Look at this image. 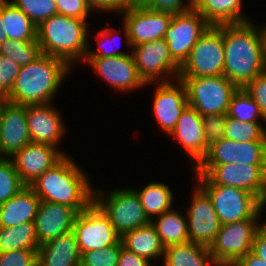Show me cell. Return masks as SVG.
Instances as JSON below:
<instances>
[{"instance_id": "cell-48", "label": "cell", "mask_w": 266, "mask_h": 266, "mask_svg": "<svg viewBox=\"0 0 266 266\" xmlns=\"http://www.w3.org/2000/svg\"><path fill=\"white\" fill-rule=\"evenodd\" d=\"M254 202H255V216L258 218V220L261 217V214H263V209L266 204V174L262 179V182L258 188V191L254 195Z\"/></svg>"}, {"instance_id": "cell-28", "label": "cell", "mask_w": 266, "mask_h": 266, "mask_svg": "<svg viewBox=\"0 0 266 266\" xmlns=\"http://www.w3.org/2000/svg\"><path fill=\"white\" fill-rule=\"evenodd\" d=\"M242 2V0H195L194 9L211 25L241 23L249 21V18L242 14Z\"/></svg>"}, {"instance_id": "cell-44", "label": "cell", "mask_w": 266, "mask_h": 266, "mask_svg": "<svg viewBox=\"0 0 266 266\" xmlns=\"http://www.w3.org/2000/svg\"><path fill=\"white\" fill-rule=\"evenodd\" d=\"M38 250H14L0 253V266H37Z\"/></svg>"}, {"instance_id": "cell-52", "label": "cell", "mask_w": 266, "mask_h": 266, "mask_svg": "<svg viewBox=\"0 0 266 266\" xmlns=\"http://www.w3.org/2000/svg\"><path fill=\"white\" fill-rule=\"evenodd\" d=\"M7 98L0 95V119H1V113L4 108L5 103L7 102Z\"/></svg>"}, {"instance_id": "cell-32", "label": "cell", "mask_w": 266, "mask_h": 266, "mask_svg": "<svg viewBox=\"0 0 266 266\" xmlns=\"http://www.w3.org/2000/svg\"><path fill=\"white\" fill-rule=\"evenodd\" d=\"M36 228L34 222L0 227V253L19 249L38 250Z\"/></svg>"}, {"instance_id": "cell-22", "label": "cell", "mask_w": 266, "mask_h": 266, "mask_svg": "<svg viewBox=\"0 0 266 266\" xmlns=\"http://www.w3.org/2000/svg\"><path fill=\"white\" fill-rule=\"evenodd\" d=\"M26 118L31 142L58 147L65 135V123L52 103L26 105Z\"/></svg>"}, {"instance_id": "cell-50", "label": "cell", "mask_w": 266, "mask_h": 266, "mask_svg": "<svg viewBox=\"0 0 266 266\" xmlns=\"http://www.w3.org/2000/svg\"><path fill=\"white\" fill-rule=\"evenodd\" d=\"M252 252L255 253L259 258L266 261V236L263 235L259 230L254 238Z\"/></svg>"}, {"instance_id": "cell-23", "label": "cell", "mask_w": 266, "mask_h": 266, "mask_svg": "<svg viewBox=\"0 0 266 266\" xmlns=\"http://www.w3.org/2000/svg\"><path fill=\"white\" fill-rule=\"evenodd\" d=\"M77 214L68 205L40 201L34 220L39 246L72 231Z\"/></svg>"}, {"instance_id": "cell-27", "label": "cell", "mask_w": 266, "mask_h": 266, "mask_svg": "<svg viewBox=\"0 0 266 266\" xmlns=\"http://www.w3.org/2000/svg\"><path fill=\"white\" fill-rule=\"evenodd\" d=\"M163 266H219L208 247L186 242L165 247Z\"/></svg>"}, {"instance_id": "cell-33", "label": "cell", "mask_w": 266, "mask_h": 266, "mask_svg": "<svg viewBox=\"0 0 266 266\" xmlns=\"http://www.w3.org/2000/svg\"><path fill=\"white\" fill-rule=\"evenodd\" d=\"M261 124L240 122L226 116L224 137L238 142H266V127Z\"/></svg>"}, {"instance_id": "cell-8", "label": "cell", "mask_w": 266, "mask_h": 266, "mask_svg": "<svg viewBox=\"0 0 266 266\" xmlns=\"http://www.w3.org/2000/svg\"><path fill=\"white\" fill-rule=\"evenodd\" d=\"M198 185L209 195L221 225L255 216L254 194L231 186L214 184L206 175H196Z\"/></svg>"}, {"instance_id": "cell-42", "label": "cell", "mask_w": 266, "mask_h": 266, "mask_svg": "<svg viewBox=\"0 0 266 266\" xmlns=\"http://www.w3.org/2000/svg\"><path fill=\"white\" fill-rule=\"evenodd\" d=\"M138 1L147 9L156 12H166L176 15L193 9L195 0H188V3H184V0H138Z\"/></svg>"}, {"instance_id": "cell-18", "label": "cell", "mask_w": 266, "mask_h": 266, "mask_svg": "<svg viewBox=\"0 0 266 266\" xmlns=\"http://www.w3.org/2000/svg\"><path fill=\"white\" fill-rule=\"evenodd\" d=\"M174 82L157 83L153 96V114L161 130L168 135L175 128L182 111L188 105L185 84L179 79Z\"/></svg>"}, {"instance_id": "cell-12", "label": "cell", "mask_w": 266, "mask_h": 266, "mask_svg": "<svg viewBox=\"0 0 266 266\" xmlns=\"http://www.w3.org/2000/svg\"><path fill=\"white\" fill-rule=\"evenodd\" d=\"M72 231L81 254L100 250L121 240L108 217L94 202L77 214Z\"/></svg>"}, {"instance_id": "cell-4", "label": "cell", "mask_w": 266, "mask_h": 266, "mask_svg": "<svg viewBox=\"0 0 266 266\" xmlns=\"http://www.w3.org/2000/svg\"><path fill=\"white\" fill-rule=\"evenodd\" d=\"M87 21L55 14L37 27L42 54L65 61L71 68L83 61L88 49ZM73 64V65H72Z\"/></svg>"}, {"instance_id": "cell-37", "label": "cell", "mask_w": 266, "mask_h": 266, "mask_svg": "<svg viewBox=\"0 0 266 266\" xmlns=\"http://www.w3.org/2000/svg\"><path fill=\"white\" fill-rule=\"evenodd\" d=\"M38 27L57 13L55 0H10Z\"/></svg>"}, {"instance_id": "cell-49", "label": "cell", "mask_w": 266, "mask_h": 266, "mask_svg": "<svg viewBox=\"0 0 266 266\" xmlns=\"http://www.w3.org/2000/svg\"><path fill=\"white\" fill-rule=\"evenodd\" d=\"M232 266H266V261L250 251L240 257Z\"/></svg>"}, {"instance_id": "cell-3", "label": "cell", "mask_w": 266, "mask_h": 266, "mask_svg": "<svg viewBox=\"0 0 266 266\" xmlns=\"http://www.w3.org/2000/svg\"><path fill=\"white\" fill-rule=\"evenodd\" d=\"M69 70L71 67L65 61L42 54L34 62L21 67L6 98L22 105L52 103Z\"/></svg>"}, {"instance_id": "cell-6", "label": "cell", "mask_w": 266, "mask_h": 266, "mask_svg": "<svg viewBox=\"0 0 266 266\" xmlns=\"http://www.w3.org/2000/svg\"><path fill=\"white\" fill-rule=\"evenodd\" d=\"M178 79L186 86L188 105L201 116L227 114L231 97L238 90L224 75Z\"/></svg>"}, {"instance_id": "cell-26", "label": "cell", "mask_w": 266, "mask_h": 266, "mask_svg": "<svg viewBox=\"0 0 266 266\" xmlns=\"http://www.w3.org/2000/svg\"><path fill=\"white\" fill-rule=\"evenodd\" d=\"M121 241L123 248L150 262L164 255L165 247L151 222L126 232L121 236Z\"/></svg>"}, {"instance_id": "cell-36", "label": "cell", "mask_w": 266, "mask_h": 266, "mask_svg": "<svg viewBox=\"0 0 266 266\" xmlns=\"http://www.w3.org/2000/svg\"><path fill=\"white\" fill-rule=\"evenodd\" d=\"M25 186L13 161L10 158L0 157V205L15 196Z\"/></svg>"}, {"instance_id": "cell-25", "label": "cell", "mask_w": 266, "mask_h": 266, "mask_svg": "<svg viewBox=\"0 0 266 266\" xmlns=\"http://www.w3.org/2000/svg\"><path fill=\"white\" fill-rule=\"evenodd\" d=\"M40 198L25 186L15 196L0 205V227H10L34 222Z\"/></svg>"}, {"instance_id": "cell-30", "label": "cell", "mask_w": 266, "mask_h": 266, "mask_svg": "<svg viewBox=\"0 0 266 266\" xmlns=\"http://www.w3.org/2000/svg\"><path fill=\"white\" fill-rule=\"evenodd\" d=\"M175 209H170L151 220L164 247L189 241L187 216Z\"/></svg>"}, {"instance_id": "cell-16", "label": "cell", "mask_w": 266, "mask_h": 266, "mask_svg": "<svg viewBox=\"0 0 266 266\" xmlns=\"http://www.w3.org/2000/svg\"><path fill=\"white\" fill-rule=\"evenodd\" d=\"M84 61L116 91L129 92L146 85L138 75L132 53L106 58H84Z\"/></svg>"}, {"instance_id": "cell-31", "label": "cell", "mask_w": 266, "mask_h": 266, "mask_svg": "<svg viewBox=\"0 0 266 266\" xmlns=\"http://www.w3.org/2000/svg\"><path fill=\"white\" fill-rule=\"evenodd\" d=\"M134 190L150 220L172 209L174 195L166 183L150 182L143 189Z\"/></svg>"}, {"instance_id": "cell-39", "label": "cell", "mask_w": 266, "mask_h": 266, "mask_svg": "<svg viewBox=\"0 0 266 266\" xmlns=\"http://www.w3.org/2000/svg\"><path fill=\"white\" fill-rule=\"evenodd\" d=\"M227 114H207L202 116L205 143L209 148L224 138Z\"/></svg>"}, {"instance_id": "cell-2", "label": "cell", "mask_w": 266, "mask_h": 266, "mask_svg": "<svg viewBox=\"0 0 266 266\" xmlns=\"http://www.w3.org/2000/svg\"><path fill=\"white\" fill-rule=\"evenodd\" d=\"M90 183L75 160L65 155L29 187L41 201L65 204L80 213L94 202V187Z\"/></svg>"}, {"instance_id": "cell-40", "label": "cell", "mask_w": 266, "mask_h": 266, "mask_svg": "<svg viewBox=\"0 0 266 266\" xmlns=\"http://www.w3.org/2000/svg\"><path fill=\"white\" fill-rule=\"evenodd\" d=\"M114 28H111V27H105L103 29H101L100 31L97 32V35H95V37H97V41H98V51H96V49L93 51L91 50L92 46L89 44V41H88V49H87V52H86V55H85V58H106V57H115V56H120V55H129L131 54L130 51H128V53L121 51V50H117L115 47L112 48V46L109 48H107V45L106 44V41H112L113 40V37H112V34L113 32L115 33V29L113 31ZM105 41L103 44V41ZM105 46H103V45ZM114 45V44H113ZM116 50H115V49ZM130 52V53H129Z\"/></svg>"}, {"instance_id": "cell-41", "label": "cell", "mask_w": 266, "mask_h": 266, "mask_svg": "<svg viewBox=\"0 0 266 266\" xmlns=\"http://www.w3.org/2000/svg\"><path fill=\"white\" fill-rule=\"evenodd\" d=\"M21 67L11 58L0 54V95L7 97Z\"/></svg>"}, {"instance_id": "cell-46", "label": "cell", "mask_w": 266, "mask_h": 266, "mask_svg": "<svg viewBox=\"0 0 266 266\" xmlns=\"http://www.w3.org/2000/svg\"><path fill=\"white\" fill-rule=\"evenodd\" d=\"M138 0H87L89 7L93 12H125L128 8L132 7Z\"/></svg>"}, {"instance_id": "cell-43", "label": "cell", "mask_w": 266, "mask_h": 266, "mask_svg": "<svg viewBox=\"0 0 266 266\" xmlns=\"http://www.w3.org/2000/svg\"><path fill=\"white\" fill-rule=\"evenodd\" d=\"M57 13L67 17L88 20L92 15V9L89 7L87 0H55ZM91 13V14H90Z\"/></svg>"}, {"instance_id": "cell-1", "label": "cell", "mask_w": 266, "mask_h": 266, "mask_svg": "<svg viewBox=\"0 0 266 266\" xmlns=\"http://www.w3.org/2000/svg\"><path fill=\"white\" fill-rule=\"evenodd\" d=\"M223 75L238 89L266 71V31L249 21L223 24Z\"/></svg>"}, {"instance_id": "cell-20", "label": "cell", "mask_w": 266, "mask_h": 266, "mask_svg": "<svg viewBox=\"0 0 266 266\" xmlns=\"http://www.w3.org/2000/svg\"><path fill=\"white\" fill-rule=\"evenodd\" d=\"M29 143L26 105L7 101L0 119V157L11 158Z\"/></svg>"}, {"instance_id": "cell-19", "label": "cell", "mask_w": 266, "mask_h": 266, "mask_svg": "<svg viewBox=\"0 0 266 266\" xmlns=\"http://www.w3.org/2000/svg\"><path fill=\"white\" fill-rule=\"evenodd\" d=\"M65 155L67 154L54 146L31 142L17 151L10 159L22 182L29 186Z\"/></svg>"}, {"instance_id": "cell-38", "label": "cell", "mask_w": 266, "mask_h": 266, "mask_svg": "<svg viewBox=\"0 0 266 266\" xmlns=\"http://www.w3.org/2000/svg\"><path fill=\"white\" fill-rule=\"evenodd\" d=\"M122 241L100 250H91L81 254V264L83 266H117Z\"/></svg>"}, {"instance_id": "cell-35", "label": "cell", "mask_w": 266, "mask_h": 266, "mask_svg": "<svg viewBox=\"0 0 266 266\" xmlns=\"http://www.w3.org/2000/svg\"><path fill=\"white\" fill-rule=\"evenodd\" d=\"M0 54L14 60L20 67L27 66L42 55L36 41L7 39L0 45Z\"/></svg>"}, {"instance_id": "cell-51", "label": "cell", "mask_w": 266, "mask_h": 266, "mask_svg": "<svg viewBox=\"0 0 266 266\" xmlns=\"http://www.w3.org/2000/svg\"><path fill=\"white\" fill-rule=\"evenodd\" d=\"M1 20H2V17H1V0H0V45L7 40V37L5 35V31L2 30L1 28Z\"/></svg>"}, {"instance_id": "cell-53", "label": "cell", "mask_w": 266, "mask_h": 266, "mask_svg": "<svg viewBox=\"0 0 266 266\" xmlns=\"http://www.w3.org/2000/svg\"><path fill=\"white\" fill-rule=\"evenodd\" d=\"M258 230L263 234V235H265L266 236V220H265V222H261V224L259 223L258 224Z\"/></svg>"}, {"instance_id": "cell-34", "label": "cell", "mask_w": 266, "mask_h": 266, "mask_svg": "<svg viewBox=\"0 0 266 266\" xmlns=\"http://www.w3.org/2000/svg\"><path fill=\"white\" fill-rule=\"evenodd\" d=\"M227 116L240 122L265 121L257 103L243 90L238 89L231 97Z\"/></svg>"}, {"instance_id": "cell-11", "label": "cell", "mask_w": 266, "mask_h": 266, "mask_svg": "<svg viewBox=\"0 0 266 266\" xmlns=\"http://www.w3.org/2000/svg\"><path fill=\"white\" fill-rule=\"evenodd\" d=\"M120 15L128 47L164 38L173 17L171 13L147 9L139 1Z\"/></svg>"}, {"instance_id": "cell-17", "label": "cell", "mask_w": 266, "mask_h": 266, "mask_svg": "<svg viewBox=\"0 0 266 266\" xmlns=\"http://www.w3.org/2000/svg\"><path fill=\"white\" fill-rule=\"evenodd\" d=\"M266 165V142H238L223 138L209 147L199 165Z\"/></svg>"}, {"instance_id": "cell-47", "label": "cell", "mask_w": 266, "mask_h": 266, "mask_svg": "<svg viewBox=\"0 0 266 266\" xmlns=\"http://www.w3.org/2000/svg\"><path fill=\"white\" fill-rule=\"evenodd\" d=\"M117 266H152L151 262L132 253L125 248L121 249Z\"/></svg>"}, {"instance_id": "cell-10", "label": "cell", "mask_w": 266, "mask_h": 266, "mask_svg": "<svg viewBox=\"0 0 266 266\" xmlns=\"http://www.w3.org/2000/svg\"><path fill=\"white\" fill-rule=\"evenodd\" d=\"M130 49H132L130 51L132 52L138 75L146 86L151 83L154 84V81L156 83L173 82L178 79L180 65L171 56L164 38L142 43ZM170 76L171 78H169Z\"/></svg>"}, {"instance_id": "cell-15", "label": "cell", "mask_w": 266, "mask_h": 266, "mask_svg": "<svg viewBox=\"0 0 266 266\" xmlns=\"http://www.w3.org/2000/svg\"><path fill=\"white\" fill-rule=\"evenodd\" d=\"M195 175H206L214 184L231 186L256 194L266 174V165H198Z\"/></svg>"}, {"instance_id": "cell-14", "label": "cell", "mask_w": 266, "mask_h": 266, "mask_svg": "<svg viewBox=\"0 0 266 266\" xmlns=\"http://www.w3.org/2000/svg\"><path fill=\"white\" fill-rule=\"evenodd\" d=\"M195 187L186 212L188 238L190 242L209 248L220 230L221 223L209 195L198 184Z\"/></svg>"}, {"instance_id": "cell-13", "label": "cell", "mask_w": 266, "mask_h": 266, "mask_svg": "<svg viewBox=\"0 0 266 266\" xmlns=\"http://www.w3.org/2000/svg\"><path fill=\"white\" fill-rule=\"evenodd\" d=\"M211 24L194 8L173 15L164 40L173 59L181 66Z\"/></svg>"}, {"instance_id": "cell-24", "label": "cell", "mask_w": 266, "mask_h": 266, "mask_svg": "<svg viewBox=\"0 0 266 266\" xmlns=\"http://www.w3.org/2000/svg\"><path fill=\"white\" fill-rule=\"evenodd\" d=\"M81 253L73 231L58 236L39 246L37 266H77Z\"/></svg>"}, {"instance_id": "cell-5", "label": "cell", "mask_w": 266, "mask_h": 266, "mask_svg": "<svg viewBox=\"0 0 266 266\" xmlns=\"http://www.w3.org/2000/svg\"><path fill=\"white\" fill-rule=\"evenodd\" d=\"M94 203L120 236L151 222L133 187L114 189L107 194L104 190L94 189Z\"/></svg>"}, {"instance_id": "cell-7", "label": "cell", "mask_w": 266, "mask_h": 266, "mask_svg": "<svg viewBox=\"0 0 266 266\" xmlns=\"http://www.w3.org/2000/svg\"><path fill=\"white\" fill-rule=\"evenodd\" d=\"M224 57L223 24L211 25L180 66L179 77L223 75Z\"/></svg>"}, {"instance_id": "cell-45", "label": "cell", "mask_w": 266, "mask_h": 266, "mask_svg": "<svg viewBox=\"0 0 266 266\" xmlns=\"http://www.w3.org/2000/svg\"><path fill=\"white\" fill-rule=\"evenodd\" d=\"M243 90L257 103L266 124V71L251 80Z\"/></svg>"}, {"instance_id": "cell-21", "label": "cell", "mask_w": 266, "mask_h": 266, "mask_svg": "<svg viewBox=\"0 0 266 266\" xmlns=\"http://www.w3.org/2000/svg\"><path fill=\"white\" fill-rule=\"evenodd\" d=\"M178 141L189 156L194 170L205 158L208 147L205 143V132L202 116L190 105L182 111L175 128L169 134Z\"/></svg>"}, {"instance_id": "cell-29", "label": "cell", "mask_w": 266, "mask_h": 266, "mask_svg": "<svg viewBox=\"0 0 266 266\" xmlns=\"http://www.w3.org/2000/svg\"><path fill=\"white\" fill-rule=\"evenodd\" d=\"M1 17V28L7 39L37 40V26L10 0H1Z\"/></svg>"}, {"instance_id": "cell-9", "label": "cell", "mask_w": 266, "mask_h": 266, "mask_svg": "<svg viewBox=\"0 0 266 266\" xmlns=\"http://www.w3.org/2000/svg\"><path fill=\"white\" fill-rule=\"evenodd\" d=\"M258 219H246L221 225L209 251L219 266H232L252 251L258 231Z\"/></svg>"}]
</instances>
